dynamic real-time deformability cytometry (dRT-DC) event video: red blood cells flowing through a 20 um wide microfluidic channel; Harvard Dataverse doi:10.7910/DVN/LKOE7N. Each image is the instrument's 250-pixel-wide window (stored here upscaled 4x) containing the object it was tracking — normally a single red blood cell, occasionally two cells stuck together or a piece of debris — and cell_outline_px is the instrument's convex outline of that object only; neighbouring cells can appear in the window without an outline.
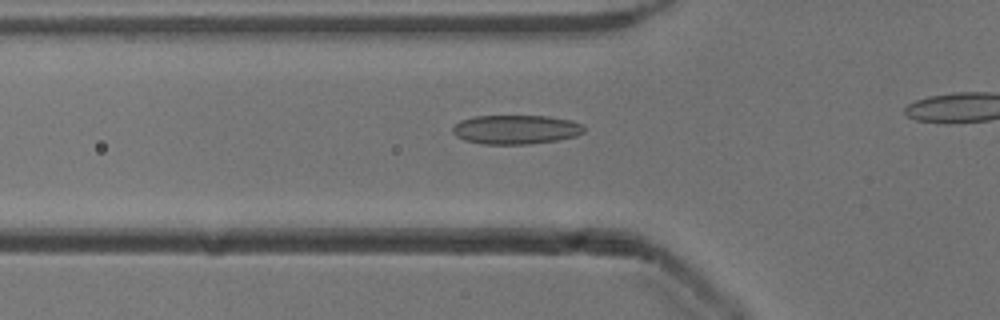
{"species": "common noctule bat (a hibernating species)", "species_latin": "Nyctalus noctula", "temperature_condition": "cold", "stored_images_in_passage": 37, "camera_frame_rate_fps": 3000, "um_per_image_px": 0.085, "animal": {"sex": "male", "body_mass_g": 13.3}, "frame": {"image": 1, "passage_image": 13, "time_ms": 4.0, "image_size_px": [1000, 320], "cell_outline_px": [[584, 132], [576, 136], [556, 140], [528, 144], [484, 144], [464, 140], [456, 136], [452, 132], [452, 128], [460, 120], [472, 116], [548, 116], [572, 120], [580, 124], [584, 128]], "centroid_in_image_um": [43.82, 11.0], "position_along_channel_um": 82.0, "area_um2": 22.31}}
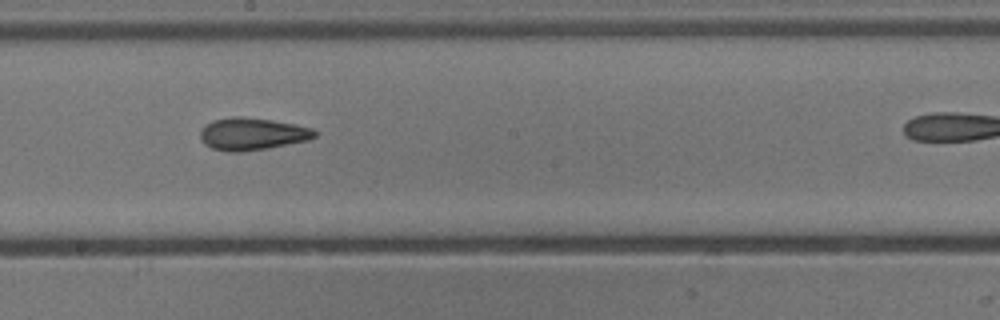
{"frame": {"image": 2, "passage_image": 24, "time_ms": 7.667, "image_size_px": [1000, 320], "cell_outline_px": [[316, 136], [308, 140], [268, 148], [244, 152], [228, 152], [212, 148], [204, 144], [200, 140], [200, 128], [204, 124], [212, 120], [232, 116], [244, 116], [272, 120], [296, 124], [312, 128], [316, 132]], "centroid_in_image_um": [21.39, 11.38], "position_along_channel_um": 226.8, "area_um2": 21.91}}
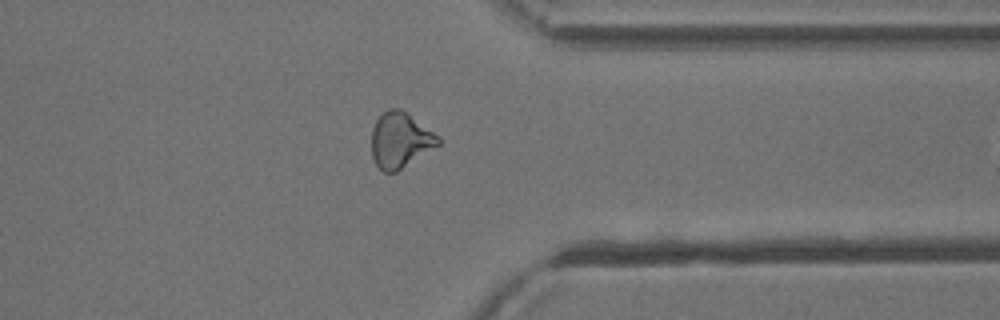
{"frame": {"image": 3, "passage_image": 36, "time_ms": 11.667, "image_size_px": [1000, 320], "cell_outline_px": [[440, 144], [396, 172], [384, 172], [376, 164], [372, 156], [372, 128], [376, 120], [388, 108], [400, 108], [440, 136]], "centroid_in_image_um": [34.02, 11.9], "position_along_channel_um": 377.4, "area_um2": 21.39}}